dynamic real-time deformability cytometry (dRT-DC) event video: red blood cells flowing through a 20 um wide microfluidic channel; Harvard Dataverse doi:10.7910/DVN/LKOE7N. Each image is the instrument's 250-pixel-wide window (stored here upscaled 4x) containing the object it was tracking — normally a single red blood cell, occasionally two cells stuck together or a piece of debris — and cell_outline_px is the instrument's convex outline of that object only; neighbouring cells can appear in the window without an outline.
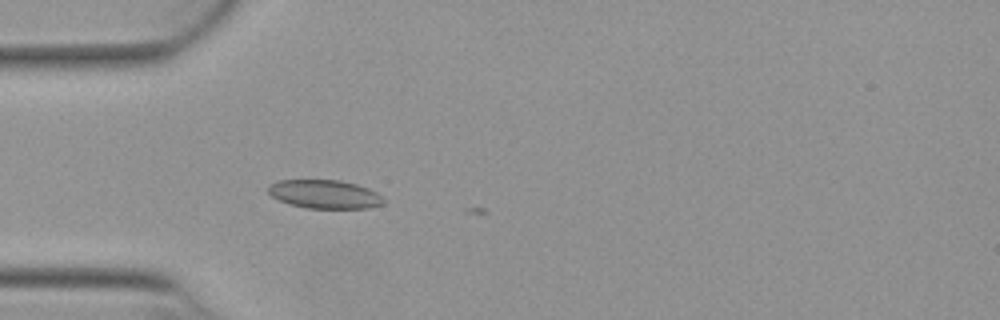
{"species": "Egyptian fruit bat (a non-hibernating species)", "species_latin": "Rousettus aegyptiacus", "temperature_condition": "warm", "stored_images_in_passage": 2, "camera_frame_rate_fps": 3000, "um_per_image_px": 0.085, "animal": {"sex": "female"}, "frame": {"image": 1, "passage_image": 1, "time_ms": 0.0, "image_size_px": [1000, 320], "cell_outline_px": [[384, 204], [368, 208], [308, 208], [292, 204], [280, 200], [272, 196], [268, 192], [268, 184], [276, 180], [340, 180], [356, 184], [368, 188], [376, 192], [384, 200]], "centroid_in_image_um": [27.59, 16.49], "position_along_channel_um": 57.4, "area_um2": 19.13}}